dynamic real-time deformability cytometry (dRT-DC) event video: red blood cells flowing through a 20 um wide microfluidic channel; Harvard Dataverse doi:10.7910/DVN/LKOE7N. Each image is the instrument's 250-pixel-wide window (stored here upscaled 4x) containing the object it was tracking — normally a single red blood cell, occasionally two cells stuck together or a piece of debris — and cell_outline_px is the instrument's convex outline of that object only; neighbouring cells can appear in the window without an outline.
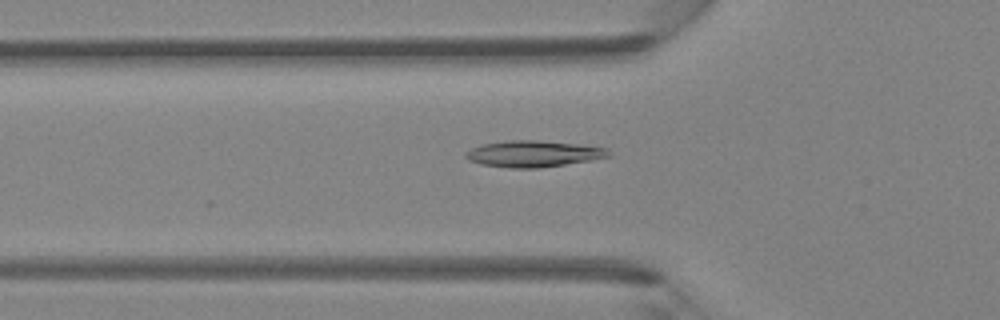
{"species": "Egyptian fruit bat (a non-hibernating species)", "species_latin": "Rousettus aegyptiacus", "temperature_condition": "room temperature", "stored_images_in_passage": 46, "camera_frame_rate_fps": 3000, "um_per_image_px": 0.085, "animal": {"sex": "female"}, "frame": {"image": 1, "passage_image": 16, "time_ms": 5.0, "image_size_px": [1000, 320], "cell_outline_px": [[612, 156], [592, 160], [540, 168], [508, 168], [480, 164], [468, 160], [464, 156], [464, 152], [472, 148], [484, 144], [508, 140], [536, 140], [576, 144], [608, 148], [612, 152]], "centroid_in_image_um": [45.35, 13.08], "position_along_channel_um": 80.5, "area_um2": 22.08}}
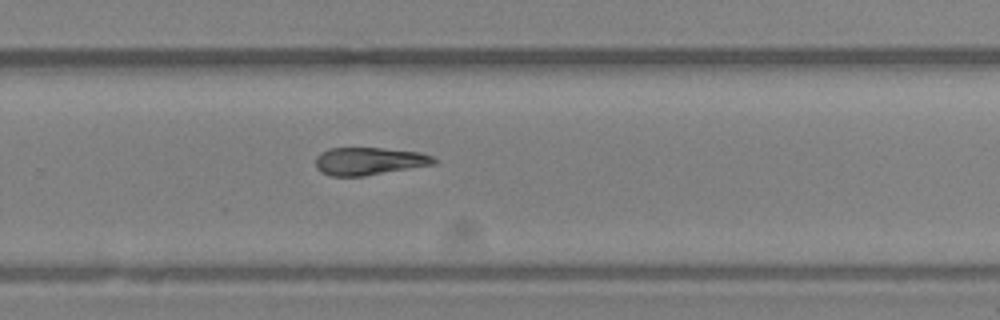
{"frame": {"image": 2, "passage_image": 31, "time_ms": 10.0, "image_size_px": [1000, 320], "cell_outline_px": [[436, 164], [364, 176], [332, 176], [320, 172], [316, 168], [316, 156], [320, 152], [328, 148], [380, 148], [420, 152], [432, 156], [436, 160]], "centroid_in_image_um": [31.35, 13.7], "position_along_channel_um": 298.5, "area_um2": 19.13}}
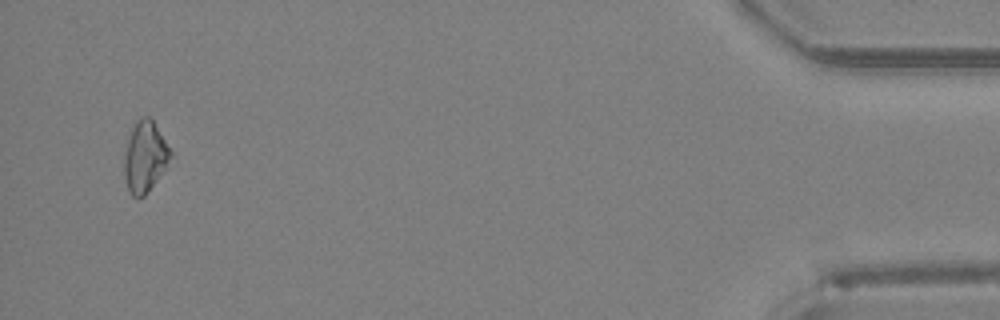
{"frame": {"image": 3, "passage_image": 45, "time_ms": 14.667, "image_size_px": [1000, 320], "cell_outline_px": [[176, 160], [144, 196], [132, 196], [128, 192], [124, 176], [124, 156], [128, 140], [132, 128], [136, 120], [140, 116], [148, 116], [152, 120], [176, 156]], "centroid_in_image_um": [12.4, 13.35], "position_along_channel_um": 422.8, "area_um2": 19.88}, "authors_computed_cell_mechanics": {"area_um2": 19.941, "velocity_mm_per_s": 4.3719, "shape_relaxation_time_tau1_ms": 9.9142, "shape_relaxation_time_tau2_ms": 6.0709, "deformation_change_tau1": 0.1895, "deformation_change_tau2": 0.1544}}